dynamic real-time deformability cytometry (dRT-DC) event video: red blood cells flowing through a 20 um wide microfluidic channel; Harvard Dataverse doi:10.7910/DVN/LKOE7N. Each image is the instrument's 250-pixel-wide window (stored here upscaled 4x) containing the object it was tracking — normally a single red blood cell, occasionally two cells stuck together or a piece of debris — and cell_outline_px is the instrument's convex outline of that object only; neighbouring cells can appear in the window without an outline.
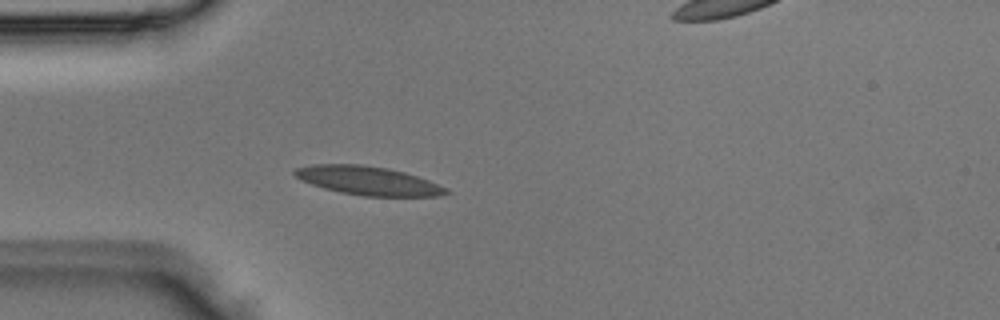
{"species": "Egyptian fruit bat (a non-hibernating species)", "species_latin": "Rousettus aegyptiacus", "temperature_condition": "room temperature", "stored_images_in_passage": 6, "segment_of_instrument_passage": [1, 2], "camera_frame_rate_fps": 3000, "um_per_image_px": 0.085, "animal": {"sex": "male"}, "frame": {"image": 1, "passage_image": 5, "time_ms": 1.333, "image_size_px": [1000, 320], "cell_outline_px": [[452, 192], [440, 196], [364, 196], [340, 192], [324, 188], [300, 180], [292, 172], [296, 168], [312, 164], [360, 164], [388, 168], [404, 172], [428, 180], [448, 188]], "centroid_in_image_um": [31.3, 15.35], "position_along_channel_um": 53.7, "area_um2": 25.32}}